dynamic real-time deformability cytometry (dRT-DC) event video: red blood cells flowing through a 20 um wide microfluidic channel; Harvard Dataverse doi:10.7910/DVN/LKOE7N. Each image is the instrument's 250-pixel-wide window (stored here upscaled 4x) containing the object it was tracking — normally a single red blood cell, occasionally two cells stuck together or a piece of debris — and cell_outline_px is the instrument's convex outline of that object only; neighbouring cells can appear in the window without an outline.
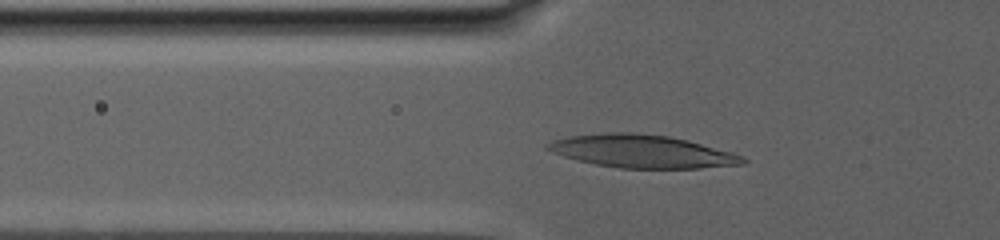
{"species": "human", "species_latin": "Homo sapiens", "temperature_condition": "warm", "stored_images_in_passage": 102, "camera_frame_rate_fps": 3000, "um_per_image_px": 0.085, "donor": {"sex": "male"}, "frame": {"image": 1, "passage_image": 4, "time_ms": 0.333, "image_size_px": [1000, 240], "cell_outline_px": [[748, 160], [744, 164], [700, 168], [620, 168], [596, 164], [576, 160], [552, 152], [544, 148], [544, 144], [552, 140], [568, 136], [604, 132], [632, 132], [668, 136], [688, 140], [732, 152], [744, 156]], "centroid_in_image_um": [54.55, 12.85], "position_along_channel_um": 71.3, "area_um2": 37.63}}
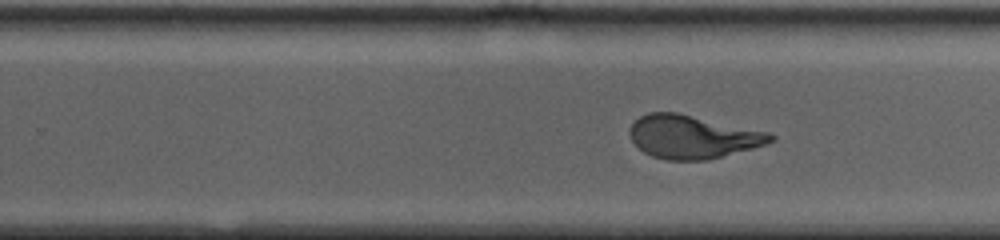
{"frame": {"image": 2, "passage_image": 47, "time_ms": 8.667, "image_size_px": [1000, 240], "cell_outline_px": [[776, 136], [772, 140], [764, 144], [752, 148], [708, 160], [668, 160], [652, 156], [644, 152], [632, 140], [628, 132], [632, 124], [640, 116], [648, 112], [676, 112], [768, 132]], "centroid_in_image_um": [58.83, 11.63], "position_along_channel_um": 271.0, "area_um2": 35.08}}
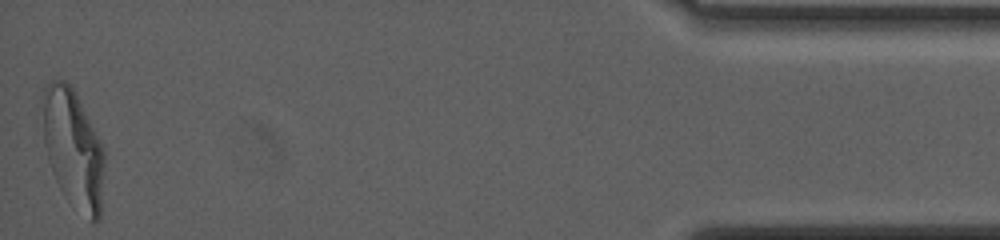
{"frame": {"image": 3, "passage_image": 102, "time_ms": 18.0, "image_size_px": [1000, 240], "cell_outline_px": [[104, 164], [100, 220], [96, 224], [92, 224], [72, 208], [60, 188], [52, 172], [48, 160], [44, 144], [44, 88], [52, 80], [64, 80], [76, 92], [104, 148]], "centroid_in_image_um": [6.26, 12.75], "position_along_channel_um": 428.9, "area_um2": 42.89}, "authors_computed_cell_mechanics": {"area_um2": 36.125, "velocity_mm_per_s": 2.4558, "shape_relaxation_time_tau1_ms": 8.3951, "shape_relaxation_time_tau2_ms": 1.3859, "deformation_change_tau1": 0.2791, "deformation_change_tau2": 0.0841}}